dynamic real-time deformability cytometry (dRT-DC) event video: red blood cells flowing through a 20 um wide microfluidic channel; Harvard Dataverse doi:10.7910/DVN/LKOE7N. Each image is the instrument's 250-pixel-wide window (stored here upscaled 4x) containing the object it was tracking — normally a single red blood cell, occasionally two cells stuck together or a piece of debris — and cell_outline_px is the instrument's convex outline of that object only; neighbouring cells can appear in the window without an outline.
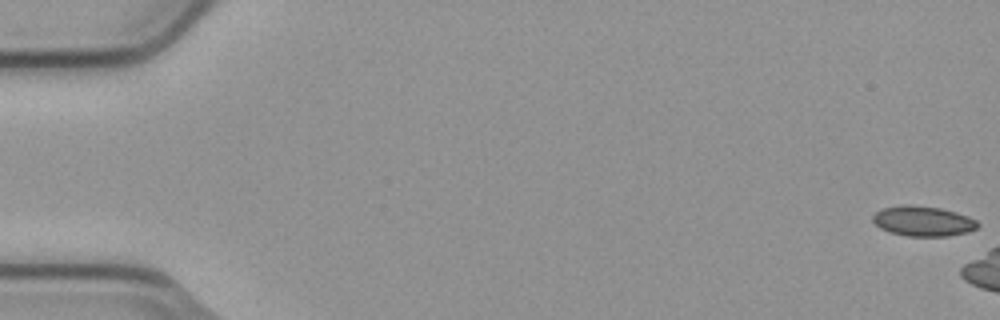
{"species": "common noctule bat (a hibernating species)", "species_latin": "Nyctalus noctula", "temperature_condition": "cold", "stored_images_in_passage": 3, "camera_frame_rate_fps": 3000, "um_per_image_px": 0.085, "animal": {"sex": "male", "body_mass_g": 23.1, "forearm_length_mm": 52.7}, "frame": {"image": 1, "passage_image": 1, "time_ms": 0.0, "image_size_px": [1000, 320], "cell_outline_px": [[980, 224], [976, 228], [968, 232], [948, 236], [908, 236], [892, 232], [880, 228], [872, 220], [872, 216], [876, 212], [884, 208], [908, 204], [940, 208], [956, 212], [968, 216], [976, 220]], "centroid_in_image_um": [78.48, 18.79], "position_along_channel_um": 6.5, "area_um2": 18.26}}